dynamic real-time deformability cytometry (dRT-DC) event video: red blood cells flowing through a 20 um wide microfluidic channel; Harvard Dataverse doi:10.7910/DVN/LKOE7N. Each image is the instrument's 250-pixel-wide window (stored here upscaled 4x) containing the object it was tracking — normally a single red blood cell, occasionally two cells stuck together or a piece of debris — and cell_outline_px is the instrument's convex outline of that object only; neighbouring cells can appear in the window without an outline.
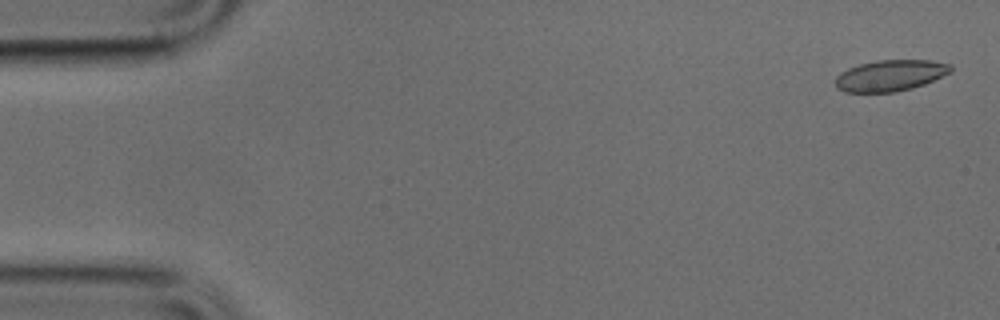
{"species": "common noctule bat (a hibernating species)", "species_latin": "Nyctalus noctula", "temperature_condition": "cold", "stored_images_in_passage": 48, "camera_frame_rate_fps": 3000, "um_per_image_px": 0.085, "animal": {"sex": "male", "body_mass_g": 17.9, "forearm_length_mm": 54.2}, "frame": {"image": 1, "passage_image": 2, "time_ms": 0.333, "image_size_px": [1000, 320], "cell_outline_px": [[952, 72], [924, 84], [912, 88], [896, 92], [844, 92], [836, 88], [836, 76], [840, 72], [848, 68], [860, 64], [876, 60], [932, 60], [952, 64]], "centroid_in_image_um": [75.69, 6.41], "position_along_channel_um": 9.3, "area_um2": 21.1}}
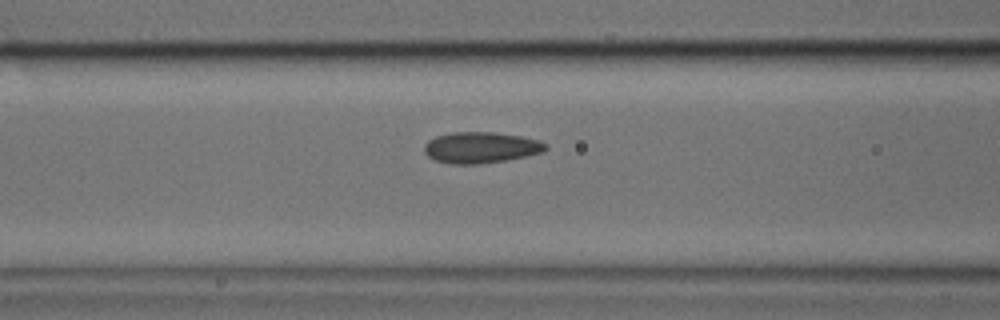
{"frame": {"image": 2, "passage_image": 20, "time_ms": 6.333, "image_size_px": [1000, 320], "cell_outline_px": [[548, 148], [544, 152], [508, 160], [480, 164], [452, 164], [436, 160], [428, 156], [424, 152], [424, 144], [428, 140], [436, 136], [452, 132], [492, 132], [520, 136], [540, 140], [548, 144]], "centroid_in_image_um": [40.89, 12.54], "position_along_channel_um": 125.7, "area_um2": 22.2}}
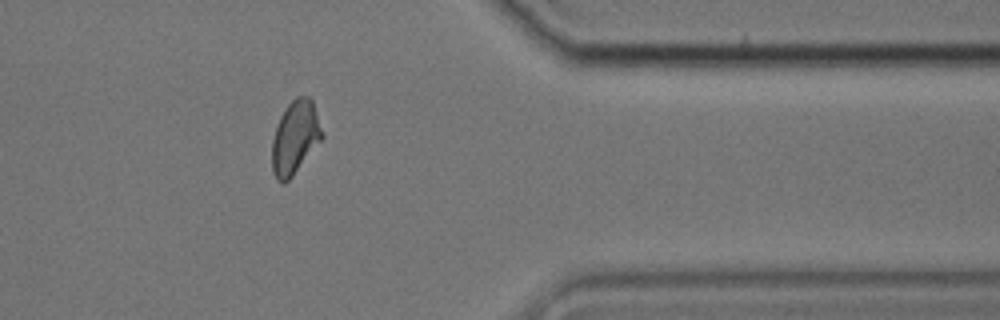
{"frame": {"image": 3, "passage_image": 41, "time_ms": 13.333, "image_size_px": [1000, 320], "cell_outline_px": [[324, 136], [292, 176], [284, 184], [276, 180], [272, 172], [272, 140], [280, 116], [288, 104], [296, 96], [308, 96], [312, 100], [324, 132]], "centroid_in_image_um": [25.08, 11.68], "position_along_channel_um": 386.3, "area_um2": 21.33}}